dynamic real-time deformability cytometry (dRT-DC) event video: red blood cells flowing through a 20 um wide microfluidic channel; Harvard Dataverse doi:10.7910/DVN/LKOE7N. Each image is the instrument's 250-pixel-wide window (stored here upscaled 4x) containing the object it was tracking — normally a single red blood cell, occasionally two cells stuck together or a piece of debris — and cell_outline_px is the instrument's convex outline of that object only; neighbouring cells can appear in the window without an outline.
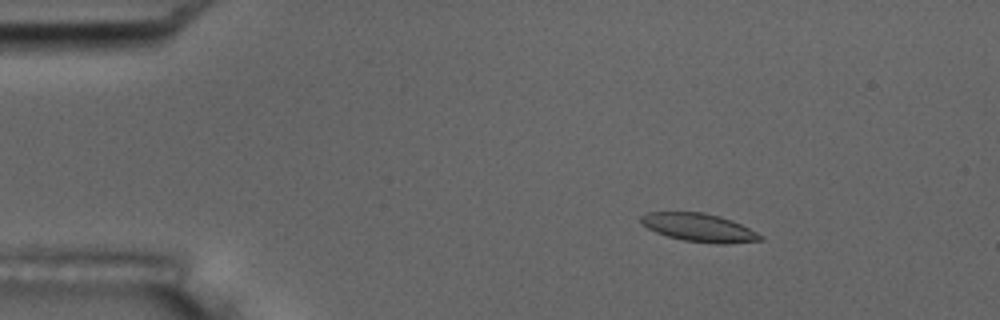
{"species": "common noctule bat (a hibernating species)", "species_latin": "Nyctalus noctula", "temperature_condition": "room temperature", "stored_images_in_passage": 5, "camera_frame_rate_fps": 3000, "um_per_image_px": 0.085, "animal": {"sex": "male", "body_mass_g": 17.5, "forearm_length_mm": 52.3}, "frame": {"image": 1, "passage_image": 3, "time_ms": 2.333, "image_size_px": [1000, 320], "cell_outline_px": [[764, 240], [724, 244], [716, 244], [684, 240], [668, 236], [656, 232], [648, 228], [640, 220], [640, 216], [648, 212], [704, 212], [720, 216], [732, 220], [764, 236]], "centroid_in_image_um": [59.44, 19.34], "position_along_channel_um": 25.6, "area_um2": 19.54}}